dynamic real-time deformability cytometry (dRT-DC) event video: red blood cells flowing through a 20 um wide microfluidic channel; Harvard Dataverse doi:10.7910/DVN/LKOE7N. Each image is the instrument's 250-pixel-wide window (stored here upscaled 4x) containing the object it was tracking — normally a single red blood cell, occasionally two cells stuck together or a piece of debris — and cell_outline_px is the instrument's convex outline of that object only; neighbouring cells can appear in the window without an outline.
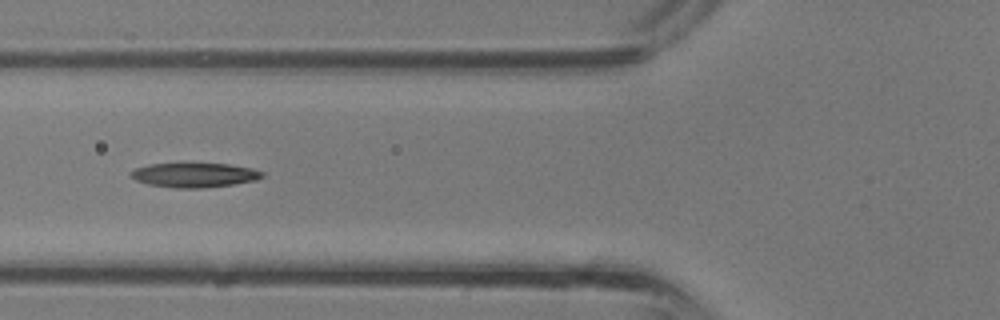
{"species": "common noctule bat (a hibernating species)", "species_latin": "Nyctalus noctula", "temperature_condition": "room temperature", "stored_images_in_passage": 32, "segment_of_instrument_passage": [1, 2], "camera_frame_rate_fps": 3000, "um_per_image_px": 0.085, "animal": {"sex": "male", "body_mass_g": 13.3}, "frame": {"image": 1, "passage_image": 9, "time_ms": 2.667, "image_size_px": [1000, 320], "cell_outline_px": [[264, 176], [256, 180], [232, 184], [200, 188], [176, 188], [148, 184], [136, 180], [128, 176], [128, 172], [136, 168], [148, 164], [228, 164], [252, 168], [264, 172]], "centroid_in_image_um": [16.49, 14.88], "position_along_channel_um": 109.3, "area_um2": 18.61}}
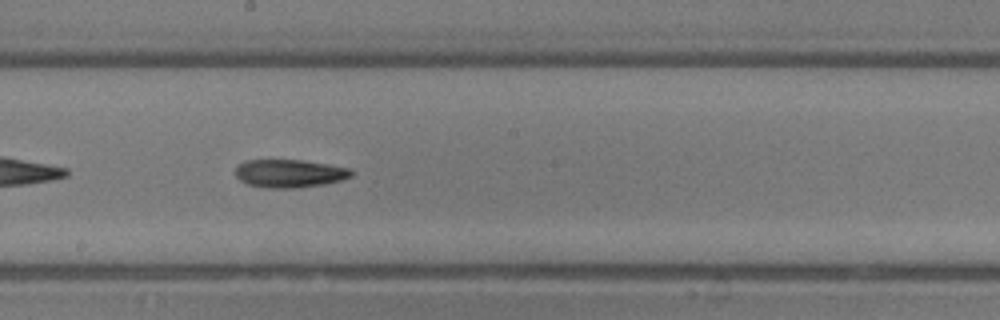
{"frame": {"image": 2, "passage_image": 15, "time_ms": 4.667, "image_size_px": [1000, 320], "cell_outline_px": [[352, 176], [340, 180], [324, 184], [296, 188], [264, 188], [248, 184], [240, 180], [236, 176], [236, 168], [240, 164], [248, 160], [300, 160], [328, 164], [348, 168], [352, 172]], "centroid_in_image_um": [24.6, 14.75], "position_along_channel_um": 223.6, "area_um2": 18.79}}
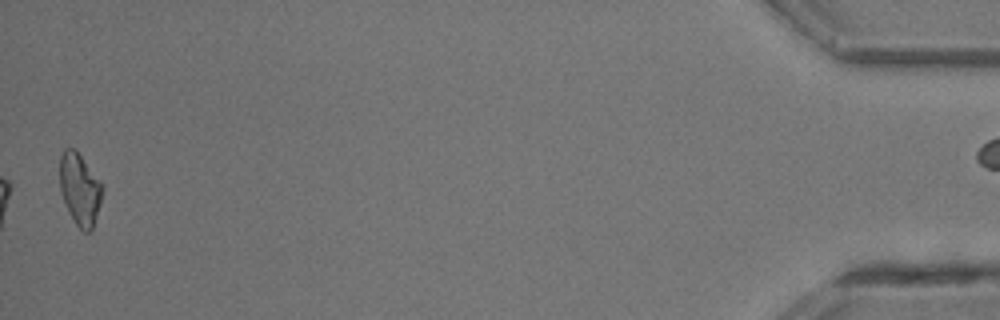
{"frame": {"image": 3, "passage_image": 31, "time_ms": 10.0, "image_size_px": [1000, 320], "cell_outline_px": [[104, 188], [100, 204], [92, 228], [88, 232], [84, 232], [76, 224], [68, 212], [60, 192], [60, 156], [64, 148], [76, 148], [104, 184]], "centroid_in_image_um": [6.79, 16.03], "position_along_channel_um": 428.4, "area_um2": 18.15}}